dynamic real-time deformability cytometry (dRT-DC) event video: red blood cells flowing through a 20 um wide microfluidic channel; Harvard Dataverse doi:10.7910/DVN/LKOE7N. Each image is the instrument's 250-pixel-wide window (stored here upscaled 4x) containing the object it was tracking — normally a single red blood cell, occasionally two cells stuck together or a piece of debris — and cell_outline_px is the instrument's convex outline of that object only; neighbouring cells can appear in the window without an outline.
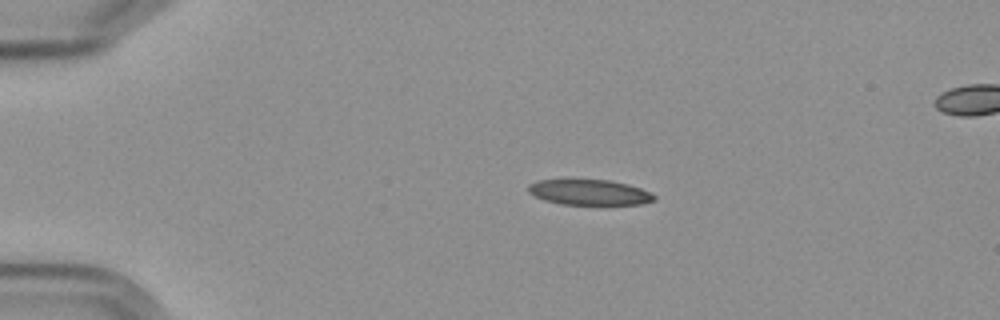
{"species": "Egyptian fruit bat (a non-hibernating species)", "species_latin": "Rousettus aegyptiacus", "temperature_condition": "cold", "stored_images_in_passage": 8, "camera_frame_rate_fps": 3000, "um_per_image_px": 0.085, "frame": {"image": 1, "passage_image": 2, "time_ms": 2.0, "image_size_px": [1000, 320], "cell_outline_px": [[656, 200], [640, 204], [564, 204], [544, 200], [528, 192], [528, 184], [536, 180], [612, 180], [628, 184], [652, 192], [656, 196]], "centroid_in_image_um": [50.12, 16.34], "position_along_channel_um": 34.9, "area_um2": 18.61}}
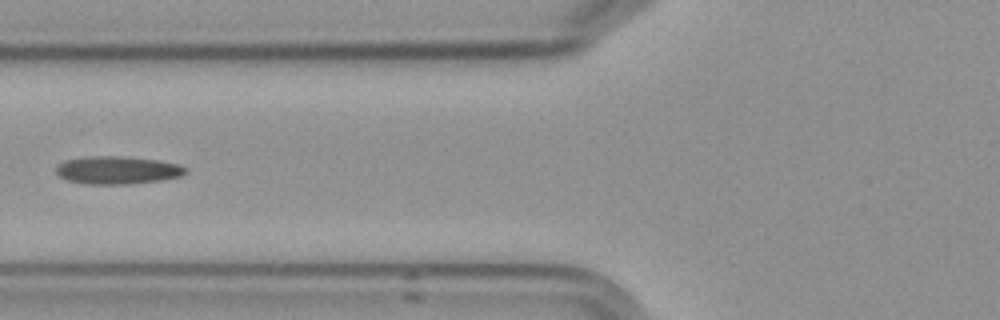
{"frame": {"image": 2, "passage_image": 5, "time_ms": 5.667, "image_size_px": [1000, 320], "cell_outline_px": [[184, 172], [180, 176], [160, 180], [124, 184], [88, 184], [68, 180], [60, 176], [56, 172], [56, 168], [60, 164], [68, 160], [92, 156], [116, 156], [156, 160], [176, 164], [184, 168]], "centroid_in_image_um": [9.94, 14.47], "position_along_channel_um": 115.9, "area_um2": 20.29}}
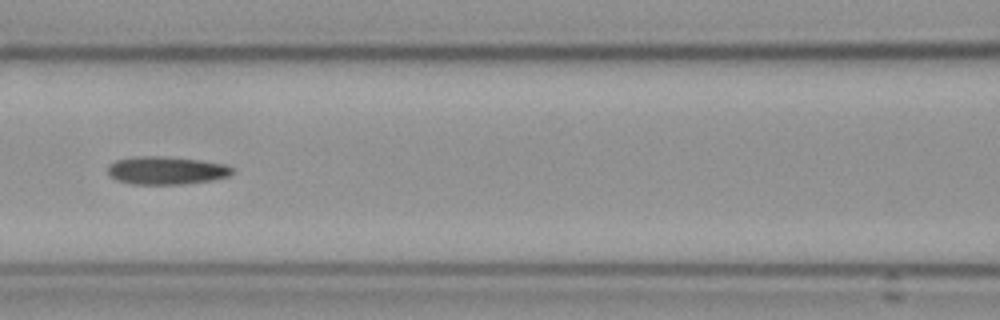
{"frame": {"image": 3, "passage_image": 6, "time_ms": 6.667, "image_size_px": [1000, 320], "cell_outline_px": [[232, 172], [228, 176], [212, 180], [180, 184], [132, 184], [116, 180], [108, 172], [108, 164], [116, 160], [140, 156], [160, 156], [196, 160], [224, 164], [232, 168]], "centroid_in_image_um": [14.09, 14.49], "position_along_channel_um": 152.5, "area_um2": 19.94}}